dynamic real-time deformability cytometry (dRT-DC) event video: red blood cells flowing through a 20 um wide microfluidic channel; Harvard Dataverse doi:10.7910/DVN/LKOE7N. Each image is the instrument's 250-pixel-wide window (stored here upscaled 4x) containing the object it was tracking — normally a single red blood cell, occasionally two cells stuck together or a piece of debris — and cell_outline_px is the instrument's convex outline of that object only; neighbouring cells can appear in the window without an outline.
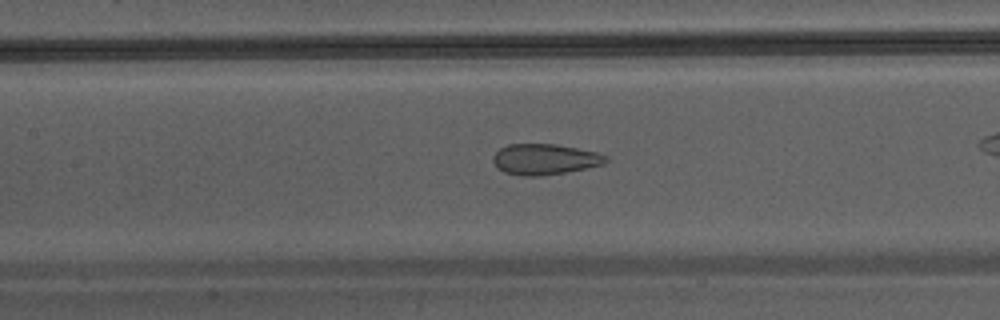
{"species": "Egyptian fruit bat (a non-hibernating species)", "species_latin": "Rousettus aegyptiacus", "temperature_condition": "warm", "stored_images_in_passage": 27, "camera_frame_rate_fps": 3000, "um_per_image_px": 0.085, "animal": {"sex": "male"}, "frame": {"image": 1, "passage_image": 12, "time_ms": 3.667, "image_size_px": [1000, 320], "cell_outline_px": [[608, 160], [604, 164], [588, 168], [544, 176], [520, 176], [504, 172], [496, 168], [492, 160], [492, 156], [500, 148], [508, 144], [556, 144], [596, 152], [608, 156]], "centroid_in_image_um": [46.28, 13.55], "position_along_channel_um": 161.1, "area_um2": 20.46}}